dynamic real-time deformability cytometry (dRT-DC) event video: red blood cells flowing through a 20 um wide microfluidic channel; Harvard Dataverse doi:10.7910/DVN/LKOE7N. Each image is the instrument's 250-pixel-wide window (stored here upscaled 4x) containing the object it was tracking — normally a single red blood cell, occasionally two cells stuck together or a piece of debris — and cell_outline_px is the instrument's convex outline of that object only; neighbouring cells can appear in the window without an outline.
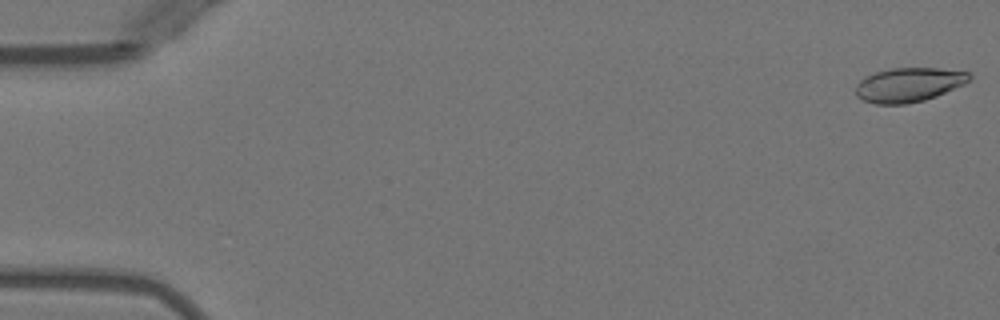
{"species": "Egyptian fruit bat (a non-hibernating species)", "species_latin": "Rousettus aegyptiacus", "temperature_condition": "warm", "stored_images_in_passage": 51, "camera_frame_rate_fps": 3000, "um_per_image_px": 0.085, "animal": {"sex": "female"}, "frame": {"image": 1, "passage_image": 1, "time_ms": 0.0, "image_size_px": [1000, 320], "cell_outline_px": [[972, 80], [964, 84], [936, 96], [924, 100], [908, 104], [876, 104], [864, 100], [856, 96], [856, 84], [864, 76], [876, 72], [892, 68], [940, 68], [972, 72]], "centroid_in_image_um": [77.27, 7.19], "position_along_channel_um": 7.7, "area_um2": 22.89}}
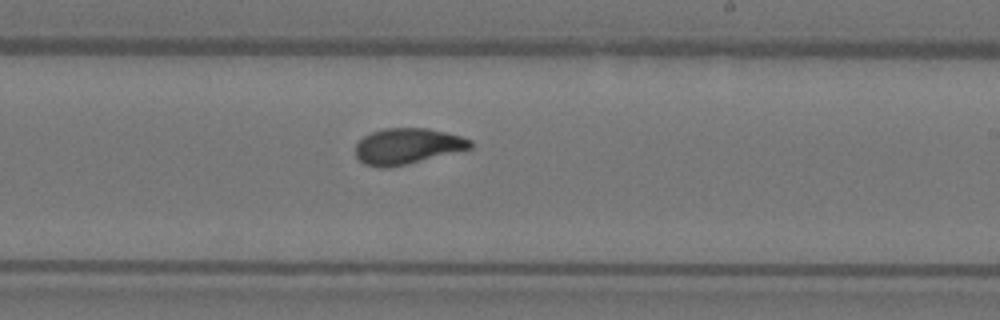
{"frame": {"image": 2, "passage_image": 31, "time_ms": 10.0, "image_size_px": [1000, 320], "cell_outline_px": [[472, 148], [408, 164], [388, 168], [380, 168], [364, 164], [356, 156], [356, 144], [364, 136], [372, 132], [384, 128], [428, 128], [460, 136], [472, 140]], "centroid_in_image_um": [34.62, 12.43], "position_along_channel_um": 254.4, "area_um2": 23.99}}
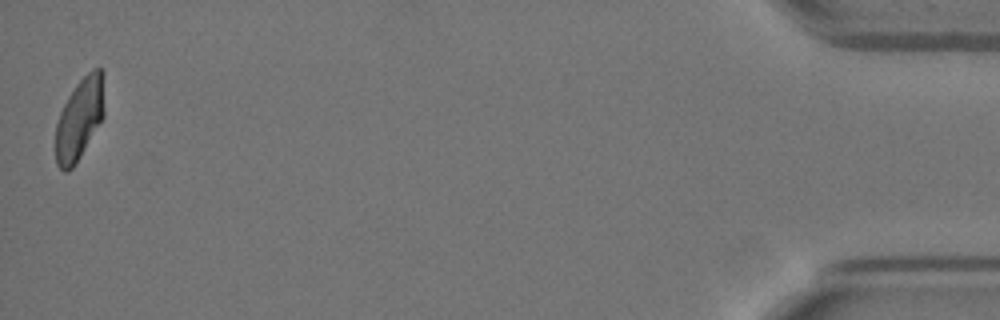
{"frame": {"image": 3, "passage_image": 51, "time_ms": 16.667, "image_size_px": [1000, 320], "cell_outline_px": [[104, 116], [76, 164], [68, 172], [64, 172], [56, 164], [56, 124], [60, 112], [68, 96], [76, 84], [92, 68], [100, 68], [104, 72]], "centroid_in_image_um": [6.77, 10.09], "position_along_channel_um": 428.4, "area_um2": 23.35}, "authors_computed_cell_mechanics": {"area_um2": 23.8136, "velocity_mm_per_s": 3.9748, "shape_relaxation_time_tau1_ms": 3.443, "shape_relaxation_time_tau2_ms": 0.7739, "deformation_change_tau1": 0.1601, "deformation_change_tau2": 0.0601}}